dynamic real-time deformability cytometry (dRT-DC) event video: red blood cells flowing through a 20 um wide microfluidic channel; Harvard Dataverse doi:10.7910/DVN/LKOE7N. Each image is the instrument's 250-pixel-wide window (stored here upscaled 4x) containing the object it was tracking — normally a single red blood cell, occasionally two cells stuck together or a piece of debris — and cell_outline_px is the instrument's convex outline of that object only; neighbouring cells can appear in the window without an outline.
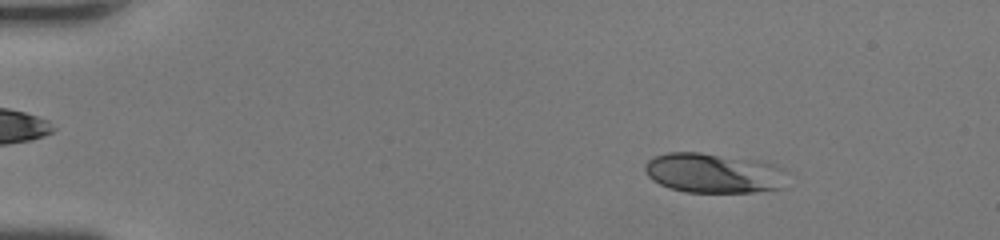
{"species": "human", "species_latin": "Homo sapiens", "temperature_condition": "room temperature", "stored_images_in_passage": 45, "camera_frame_rate_fps": 3000, "um_per_image_px": 0.085, "donor": {"sex": "female"}, "frame": {"image": 1, "passage_image": 5, "time_ms": 1.333, "image_size_px": [1000, 240], "cell_outline_px": [[784, 188], [752, 192], [684, 192], [668, 188], [652, 180], [644, 172], [644, 164], [652, 156], [668, 152], [700, 152], [756, 160], [772, 164], [784, 168]], "centroid_in_image_um": [60.6, 14.71], "position_along_channel_um": 24.4, "area_um2": 33.23}}
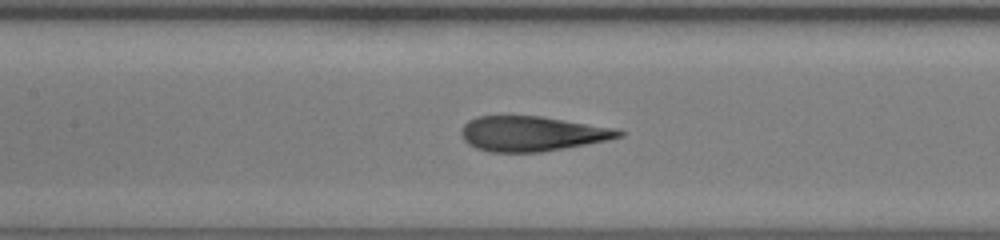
{"frame": {"image": 2, "passage_image": 21, "time_ms": 6.667, "image_size_px": [1000, 240], "cell_outline_px": [[624, 136], [608, 140], [564, 148], [540, 152], [488, 152], [476, 148], [468, 144], [460, 136], [460, 128], [468, 120], [476, 116], [540, 116], [612, 128], [624, 132]], "centroid_in_image_um": [45.15, 11.37], "position_along_channel_um": 162.3, "area_um2": 32.02}}
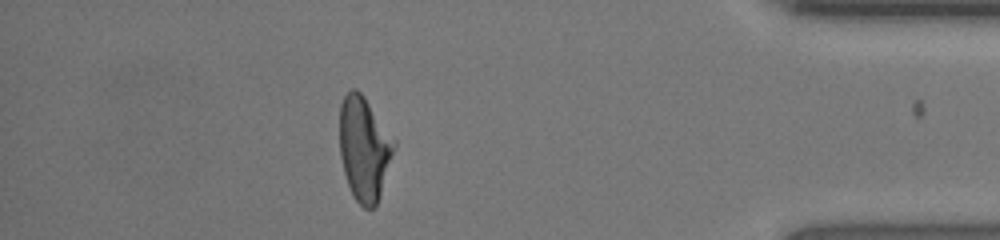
{"frame": {"image": 3, "passage_image": 40, "time_ms": 13.0, "image_size_px": [1000, 240], "cell_outline_px": [[396, 148], [380, 196], [376, 204], [372, 208], [364, 208], [352, 196], [344, 172], [340, 156], [340, 104], [344, 96], [352, 88], [356, 88], [364, 96], [396, 140]], "centroid_in_image_um": [30.97, 12.62], "position_along_channel_um": 404.2, "area_um2": 33.18}, "authors_computed_cell_mechanics": {"area_um2": 32.5414, "velocity_mm_per_s": 4.4171, "shape_relaxation_time_tau1_ms": 5.6118, "shape_relaxation_time_tau2_ms": 0.8533, "deformation_change_tau1": 0.2374, "deformation_change_tau2": 0.0762}}